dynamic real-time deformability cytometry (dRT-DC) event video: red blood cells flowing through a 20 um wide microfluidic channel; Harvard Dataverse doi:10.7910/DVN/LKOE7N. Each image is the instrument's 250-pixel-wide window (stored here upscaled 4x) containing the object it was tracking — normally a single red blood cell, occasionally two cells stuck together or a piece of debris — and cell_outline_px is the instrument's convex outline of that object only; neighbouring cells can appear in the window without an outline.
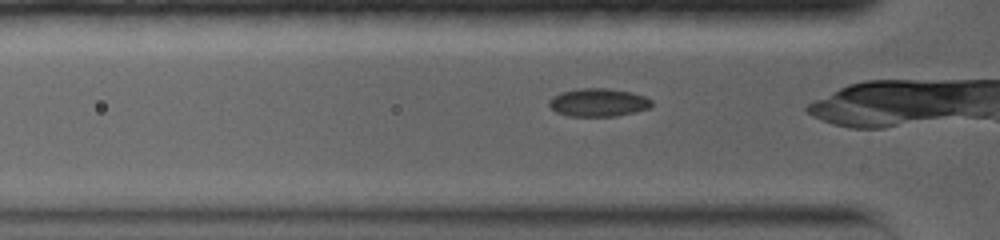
{"species": "common noctule bat (a hibernating species)", "species_latin": "Nyctalus noctula", "temperature_condition": "warm", "stored_images_in_passage": 51, "camera_frame_rate_fps": 5000, "um_per_image_px": 0.085, "animal": {"sex": "female", "body_mass_g": 19.0, "forearm_length_mm": 56.7}, "frame": {"image": 1, "passage_image": 5, "time_ms": 0.8, "image_size_px": [1000, 240], "cell_outline_px": [[652, 104], [648, 108], [636, 112], [616, 116], [568, 116], [556, 112], [548, 104], [548, 100], [552, 96], [560, 92], [580, 88], [608, 88], [632, 92], [644, 96], [652, 100]], "centroid_in_image_um": [50.84, 8.7], "position_along_channel_um": 75.0, "area_um2": 16.94}}
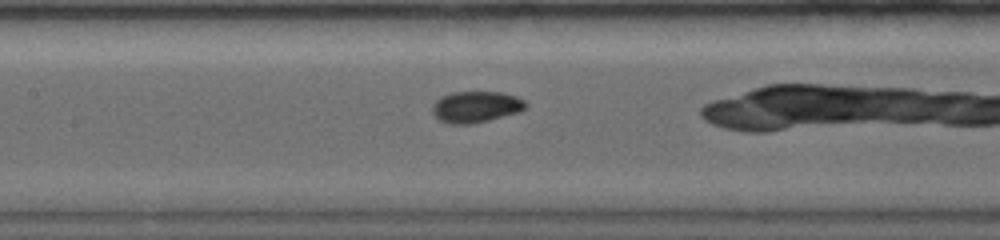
{"frame": {"image": 2, "passage_image": 17, "time_ms": 3.2, "image_size_px": [1000, 240], "cell_outline_px": [[528, 108], [520, 112], [472, 124], [452, 124], [440, 120], [432, 112], [432, 104], [440, 96], [452, 92], [500, 92], [516, 96], [524, 100], [528, 104]], "centroid_in_image_um": [40.47, 9.08], "position_along_channel_um": 166.9, "area_um2": 17.17}}
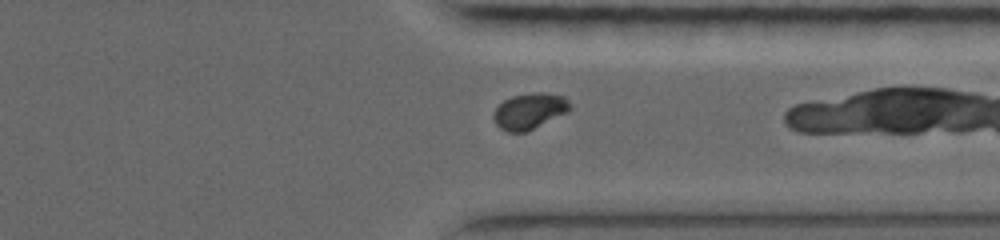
{"frame": {"image": 3, "passage_image": 43, "time_ms": 8.4, "image_size_px": [1000, 240], "cell_outline_px": [[572, 108], [568, 112], [528, 132], [508, 132], [500, 128], [496, 124], [492, 116], [496, 108], [504, 100], [512, 96], [532, 92], [540, 92], [564, 96], [572, 104]], "centroid_in_image_um": [45.03, 9.45], "position_along_channel_um": 366.4, "area_um2": 16.24}}